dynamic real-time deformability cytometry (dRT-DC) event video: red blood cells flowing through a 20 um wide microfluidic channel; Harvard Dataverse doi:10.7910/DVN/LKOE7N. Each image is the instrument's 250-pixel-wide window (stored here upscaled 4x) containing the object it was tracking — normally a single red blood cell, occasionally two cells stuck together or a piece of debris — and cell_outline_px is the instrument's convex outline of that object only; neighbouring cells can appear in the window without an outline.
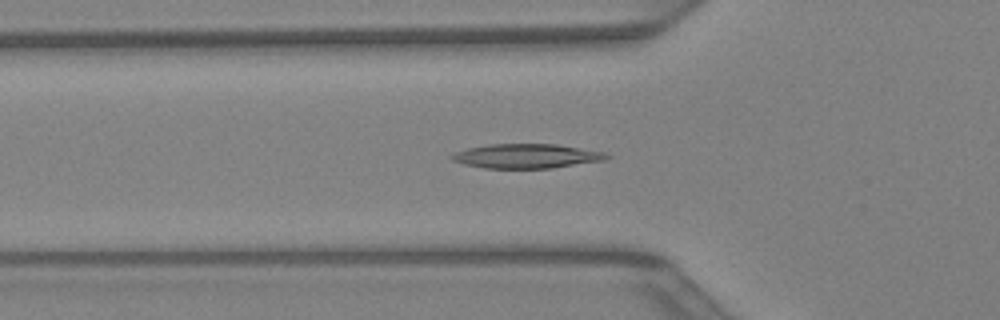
{"species": "Egyptian fruit bat (a non-hibernating species)", "species_latin": "Rousettus aegyptiacus", "temperature_condition": "warm", "stored_images_in_passage": 33, "camera_frame_rate_fps": 3000, "um_per_image_px": 0.085, "animal": {"sex": "female"}, "frame": {"image": 1, "passage_image": 6, "time_ms": 1.667, "image_size_px": [1000, 320], "cell_outline_px": [[612, 156], [604, 160], [552, 168], [484, 168], [464, 164], [452, 160], [448, 156], [456, 152], [468, 148], [488, 144], [556, 144], [604, 152]], "centroid_in_image_um": [44.74, 13.26], "position_along_channel_um": 81.1, "area_um2": 21.91}}
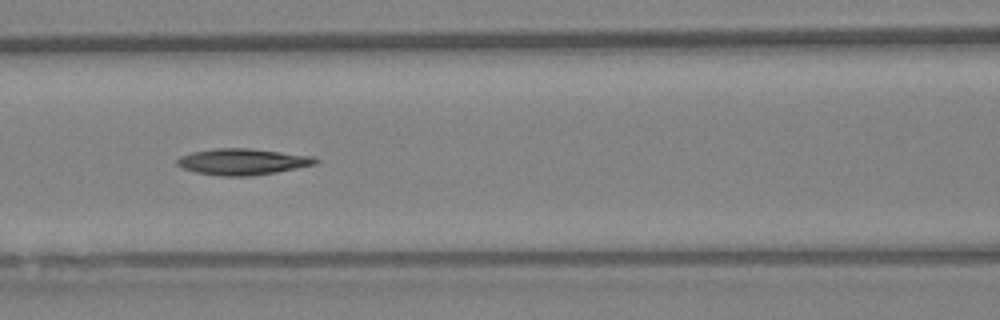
{"frame": {"image": 2, "passage_image": 10, "time_ms": 3.0, "image_size_px": [1000, 320], "cell_outline_px": [[320, 160], [316, 164], [276, 172], [252, 176], [220, 176], [196, 172], [180, 168], [176, 164], [176, 160], [180, 156], [192, 152], [216, 148], [248, 148], [312, 156]], "centroid_in_image_um": [20.58, 13.75], "position_along_channel_um": 146.0, "area_um2": 21.15}}
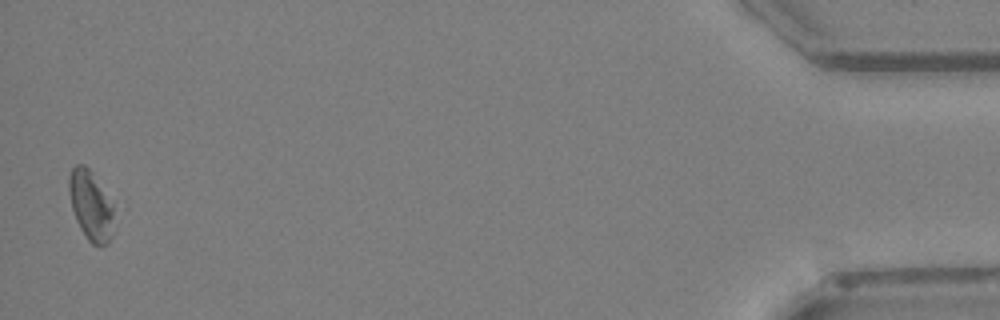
{"frame": {"image": 3, "passage_image": 33, "time_ms": 10.667, "image_size_px": [1000, 320], "cell_outline_px": [[112, 236], [108, 244], [100, 248], [92, 244], [88, 240], [80, 228], [76, 220], [72, 208], [68, 192], [68, 176], [72, 168], [76, 164], [84, 164], [92, 172], [112, 204]], "centroid_in_image_um": [7.68, 17.49], "position_along_channel_um": 427.5, "area_um2": 18.21}}